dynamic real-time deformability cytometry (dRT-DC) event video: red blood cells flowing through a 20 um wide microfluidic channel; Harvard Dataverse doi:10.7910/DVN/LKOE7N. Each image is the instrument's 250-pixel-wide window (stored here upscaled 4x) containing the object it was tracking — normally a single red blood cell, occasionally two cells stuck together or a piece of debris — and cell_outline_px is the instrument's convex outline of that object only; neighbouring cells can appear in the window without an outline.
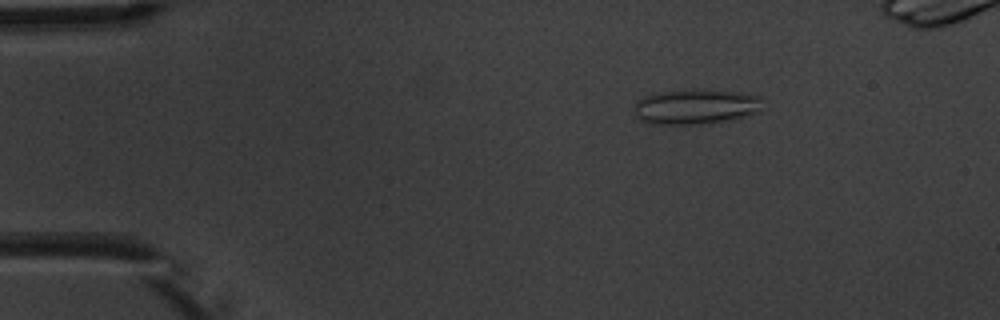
{"species": "common noctule bat (a hibernating species)", "species_latin": "Nyctalus noctula", "temperature_condition": "warm", "stored_images_in_passage": 6, "camera_frame_rate_fps": 3000, "um_per_image_px": 0.085, "animal": {"sex": "male", "body_mass_g": 20.1, "forearm_length_mm": 53.5}, "frame": {"image": 1, "passage_image": 3, "time_ms": 2.333, "image_size_px": [1000, 320], "cell_outline_px": [[760, 112], [744, 116], [724, 120], [696, 124], [652, 124], [640, 120], [636, 116], [636, 100], [644, 96], [660, 92], [704, 88], [760, 96]], "centroid_in_image_um": [59.1, 9.05], "position_along_channel_um": 25.9, "area_um2": 25.95}}